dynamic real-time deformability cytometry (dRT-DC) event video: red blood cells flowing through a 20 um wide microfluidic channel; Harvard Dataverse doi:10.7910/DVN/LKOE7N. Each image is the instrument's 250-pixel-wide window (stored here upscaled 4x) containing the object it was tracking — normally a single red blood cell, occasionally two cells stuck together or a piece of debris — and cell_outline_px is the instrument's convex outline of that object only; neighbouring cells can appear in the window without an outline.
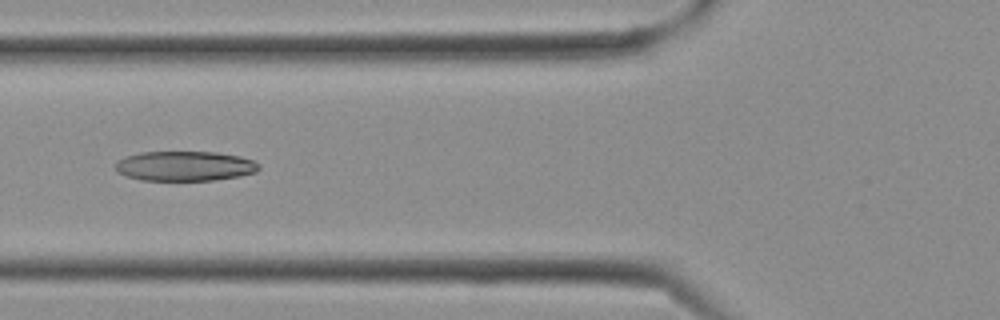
{"species": "Egyptian fruit bat (a non-hibernating species)", "species_latin": "Rousettus aegyptiacus", "temperature_condition": "cold", "stored_images_in_passage": 13, "camera_frame_rate_fps": 3000, "um_per_image_px": 0.085, "frame": {"image": 1, "passage_image": 10, "time_ms": 3.0, "image_size_px": [1000, 320], "cell_outline_px": [[260, 168], [256, 172], [240, 176], [216, 180], [140, 180], [116, 172], [116, 160], [124, 156], [140, 152], [216, 152], [240, 156], [252, 160], [260, 164]], "centroid_in_image_um": [15.7, 14.11], "position_along_channel_um": 110.1, "area_um2": 25.09}}
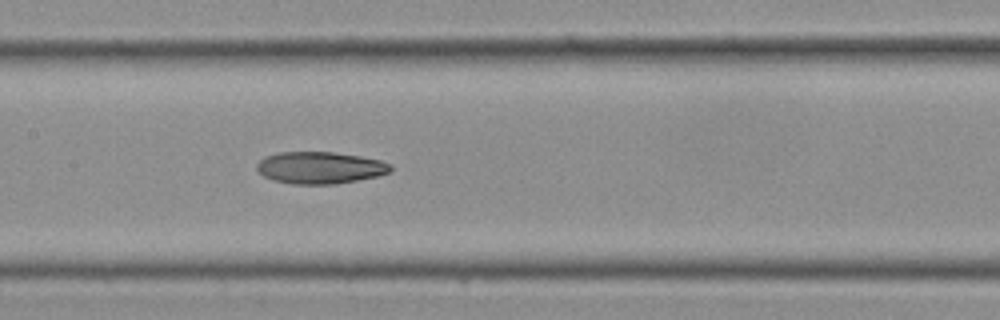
{"frame": {"image": 2, "passage_image": 13, "time_ms": 4.0, "image_size_px": [1000, 320], "cell_outline_px": [[392, 168], [388, 172], [376, 176], [336, 184], [292, 184], [272, 180], [264, 176], [256, 168], [256, 164], [264, 156], [280, 152], [332, 152], [360, 156], [380, 160], [392, 164]], "centroid_in_image_um": [27.17, 14.25], "position_along_channel_um": 180.2, "area_um2": 24.85}}